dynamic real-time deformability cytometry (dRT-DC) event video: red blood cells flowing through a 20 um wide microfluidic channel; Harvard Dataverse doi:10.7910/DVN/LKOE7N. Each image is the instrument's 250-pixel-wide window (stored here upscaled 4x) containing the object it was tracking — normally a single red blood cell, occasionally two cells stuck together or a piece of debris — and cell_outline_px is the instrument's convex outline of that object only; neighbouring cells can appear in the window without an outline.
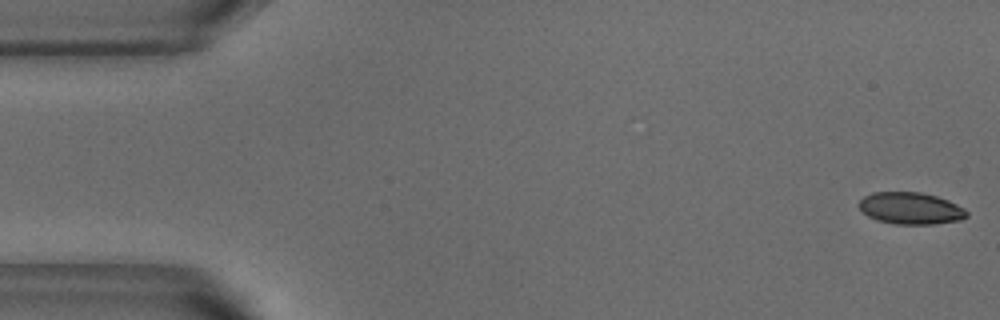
{"species": "common noctule bat (a hibernating species)", "species_latin": "Nyctalus noctula", "temperature_condition": "warm", "stored_images_in_passage": 52, "camera_frame_rate_fps": 3000, "um_per_image_px": 0.085, "animal": {"sex": "male", "body_mass_g": 18.8}, "frame": {"image": 1, "passage_image": 1, "time_ms": 0.0, "image_size_px": [1000, 320], "cell_outline_px": [[968, 216], [960, 220], [932, 224], [896, 224], [876, 220], [868, 216], [856, 204], [864, 196], [872, 192], [920, 192], [936, 196], [948, 200], [964, 208], [968, 212]], "centroid_in_image_um": [77.39, 17.7], "position_along_channel_um": 7.6, "area_um2": 20.06}}
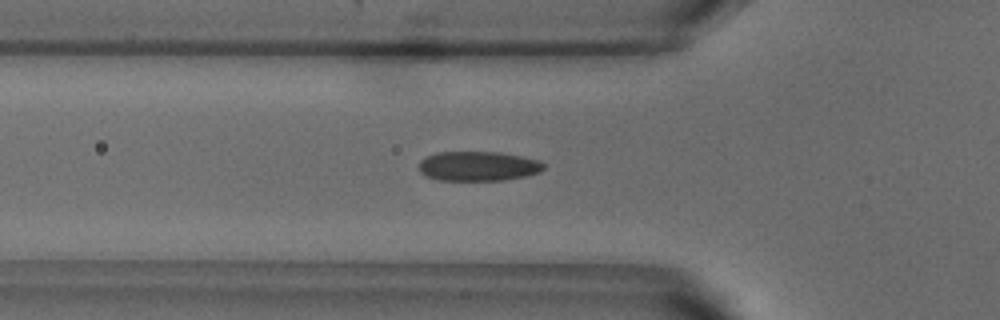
{"frame": {"image": 2, "passage_image": 17, "time_ms": 5.333, "image_size_px": [1000, 320], "cell_outline_px": [[544, 168], [540, 172], [524, 176], [504, 180], [440, 180], [424, 176], [420, 172], [420, 160], [436, 152], [500, 152], [540, 160], [544, 164]], "centroid_in_image_um": [40.64, 14.12], "position_along_channel_um": 85.2, "area_um2": 21.5}}
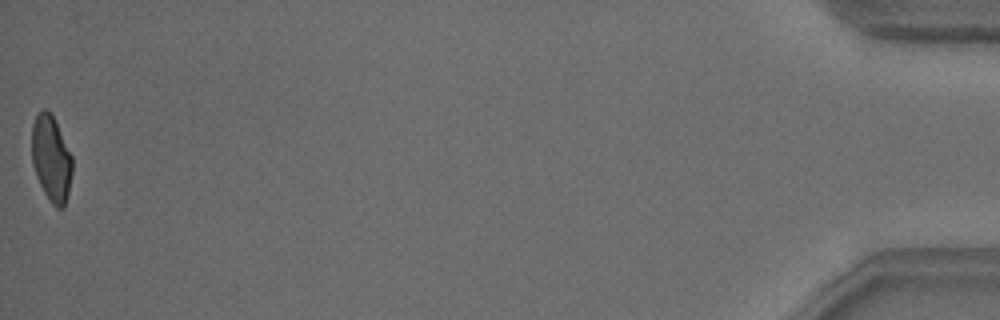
{"frame": {"image": 3, "passage_image": 52, "time_ms": 17.0, "image_size_px": [1000, 320], "cell_outline_px": [[72, 172], [68, 192], [64, 208], [56, 208], [48, 200], [36, 176], [32, 164], [32, 124], [36, 116], [44, 108], [52, 116], [72, 156]], "centroid_in_image_um": [4.35, 13.53], "position_along_channel_um": 430.9, "area_um2": 20.0}, "authors_computed_cell_mechanics": {"area_um2": 21.2415, "velocity_mm_per_s": 3.836, "shape_relaxation_time_tau1_ms": 5.4705, "shape_relaxation_time_tau2_ms": 0.9094, "deformation_change_tau1": 0.1709, "deformation_change_tau2": 0.0653}}